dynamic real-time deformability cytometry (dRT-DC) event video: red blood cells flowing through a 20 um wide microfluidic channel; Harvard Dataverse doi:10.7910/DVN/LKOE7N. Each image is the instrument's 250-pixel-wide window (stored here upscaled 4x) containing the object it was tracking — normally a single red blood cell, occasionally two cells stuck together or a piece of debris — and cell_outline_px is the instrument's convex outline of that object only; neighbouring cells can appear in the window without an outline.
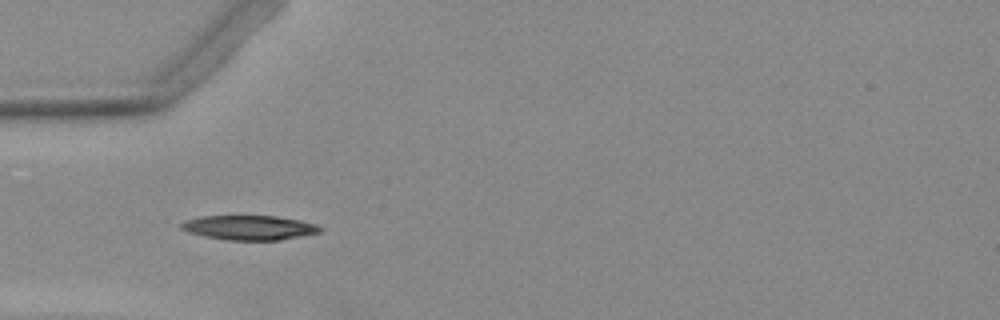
{"species": "Egyptian fruit bat (a non-hibernating species)", "species_latin": "Rousettus aegyptiacus", "temperature_condition": "warm", "stored_images_in_passage": 37, "camera_frame_rate_fps": 3000, "um_per_image_px": 0.085, "animal": {"sex": "female"}, "frame": {"image": 1, "passage_image": 1, "time_ms": 0.0, "image_size_px": [1000, 320], "cell_outline_px": [[324, 228], [320, 232], [280, 240], [228, 240], [204, 236], [188, 232], [180, 228], [180, 224], [184, 220], [200, 216], [276, 216], [300, 220], [316, 224]], "centroid_in_image_um": [21.18, 19.34], "position_along_channel_um": 63.8, "area_um2": 19.88}}
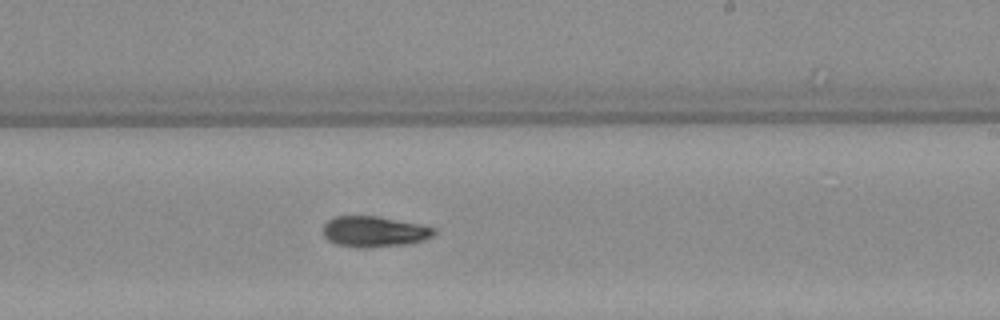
{"frame": {"image": 2, "passage_image": 16, "time_ms": 5.0, "image_size_px": [1000, 320], "cell_outline_px": [[436, 232], [432, 236], [424, 240], [408, 244], [364, 248], [360, 248], [336, 244], [328, 240], [324, 236], [324, 224], [328, 220], [336, 216], [376, 216], [436, 228]], "centroid_in_image_um": [31.79, 19.7], "position_along_channel_um": 257.2, "area_um2": 19.71}}
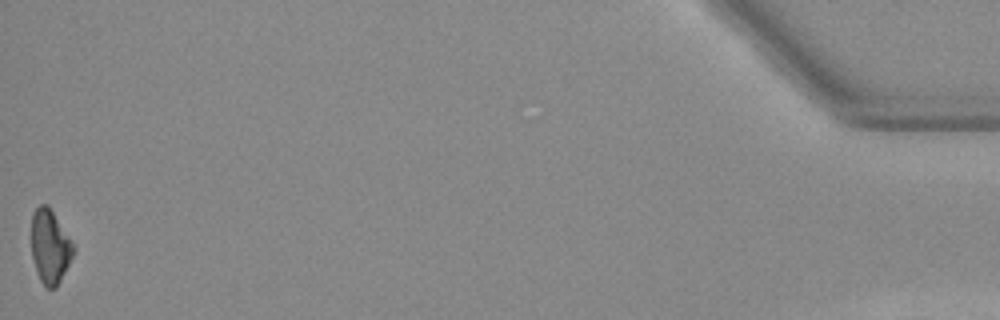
{"frame": {"image": 3, "passage_image": 37, "time_ms": 12.0, "image_size_px": [1000, 320], "cell_outline_px": [[76, 248], [56, 288], [48, 288], [40, 280], [36, 272], [32, 256], [32, 212], [40, 204], [44, 204], [52, 212]], "centroid_in_image_um": [4.23, 20.98], "position_along_channel_um": 431.0, "area_um2": 17.57}}